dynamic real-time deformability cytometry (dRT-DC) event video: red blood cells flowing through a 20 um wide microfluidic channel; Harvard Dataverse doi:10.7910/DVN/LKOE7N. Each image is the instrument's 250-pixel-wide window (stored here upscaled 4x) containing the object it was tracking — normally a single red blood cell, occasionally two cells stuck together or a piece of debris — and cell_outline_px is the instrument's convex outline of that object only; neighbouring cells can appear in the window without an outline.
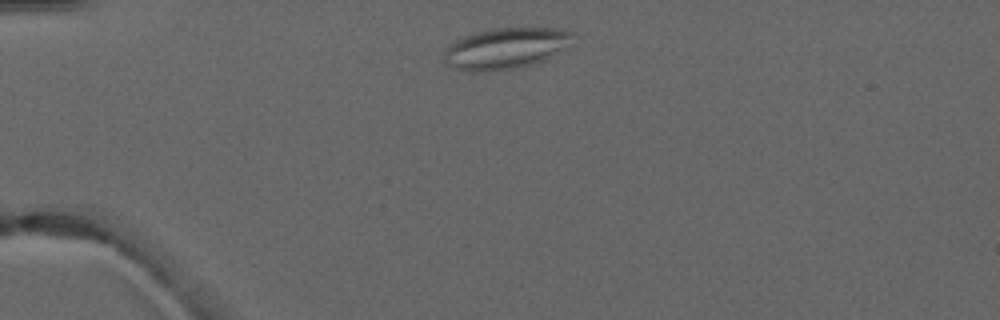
{"species": "common noctule bat (a hibernating species)", "species_latin": "Nyctalus noctula", "temperature_condition": "warm", "stored_images_in_passage": 1, "camera_frame_rate_fps": 3000, "um_per_image_px": 0.085, "animal": {"sex": "male", "forearm_length_mm": 52.5}, "frame": {"image": 1, "passage_image": 1, "time_ms": 0.0, "image_size_px": [1000, 320], "cell_outline_px": [[576, 36], [564, 48], [544, 60], [532, 64], [512, 68], [488, 72], [472, 72], [456, 68], [448, 64], [444, 60], [440, 52], [456, 40], [476, 32], [496, 28], [556, 28], [572, 32]], "centroid_in_image_um": [42.95, 4.11], "position_along_channel_um": 42.1, "area_um2": 30.69}}